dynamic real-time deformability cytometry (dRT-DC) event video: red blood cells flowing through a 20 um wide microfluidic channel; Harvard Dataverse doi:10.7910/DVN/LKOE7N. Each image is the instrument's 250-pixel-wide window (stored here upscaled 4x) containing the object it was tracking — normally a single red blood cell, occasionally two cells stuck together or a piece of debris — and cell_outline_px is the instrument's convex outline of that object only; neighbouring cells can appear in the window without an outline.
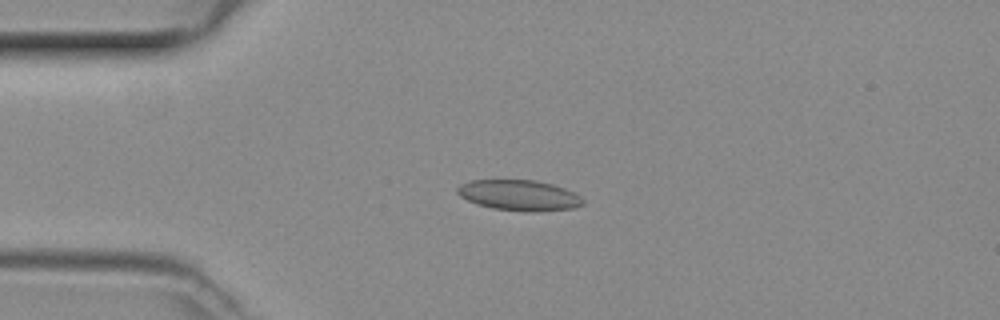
{"species": "common noctule bat (a hibernating species)", "species_latin": "Nyctalus noctula", "temperature_condition": "room temperature", "stored_images_in_passage": 45, "camera_frame_rate_fps": 3000, "um_per_image_px": 0.085, "animal": {"sex": "female", "body_mass_g": 29.2, "forearm_length_mm": 56.3}, "frame": {"image": 1, "passage_image": 8, "time_ms": 2.333, "image_size_px": [1000, 320], "cell_outline_px": [[584, 204], [576, 208], [528, 212], [492, 208], [476, 204], [460, 196], [456, 192], [456, 188], [460, 184], [472, 180], [536, 180], [552, 184], [564, 188], [580, 196], [584, 200]], "centroid_in_image_um": [44.12, 16.6], "position_along_channel_um": 40.9, "area_um2": 22.43}}
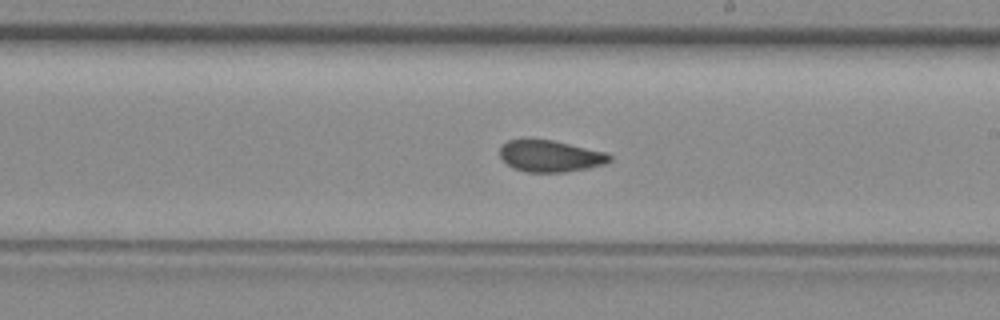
{"frame": {"image": 2, "passage_image": 24, "time_ms": 7.667, "image_size_px": [1000, 320], "cell_outline_px": [[612, 160], [604, 164], [588, 168], [564, 172], [528, 172], [512, 168], [500, 156], [500, 148], [508, 140], [552, 140], [608, 152], [612, 156]], "centroid_in_image_um": [46.82, 13.27], "position_along_channel_um": 242.2, "area_um2": 20.11}}
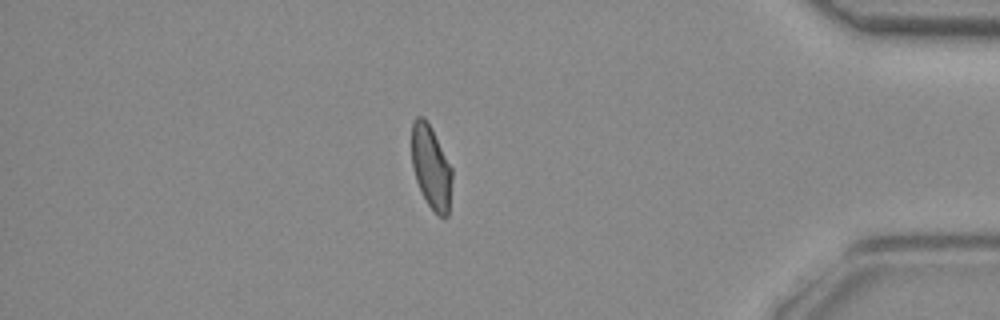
{"frame": {"image": 3, "passage_image": 38, "time_ms": 12.333, "image_size_px": [1000, 320], "cell_outline_px": [[452, 180], [448, 216], [436, 216], [428, 204], [416, 180], [412, 164], [412, 124], [416, 116], [424, 116], [428, 120], [452, 168]], "centroid_in_image_um": [36.65, 14.19], "position_along_channel_um": 398.6, "area_um2": 19.65}}